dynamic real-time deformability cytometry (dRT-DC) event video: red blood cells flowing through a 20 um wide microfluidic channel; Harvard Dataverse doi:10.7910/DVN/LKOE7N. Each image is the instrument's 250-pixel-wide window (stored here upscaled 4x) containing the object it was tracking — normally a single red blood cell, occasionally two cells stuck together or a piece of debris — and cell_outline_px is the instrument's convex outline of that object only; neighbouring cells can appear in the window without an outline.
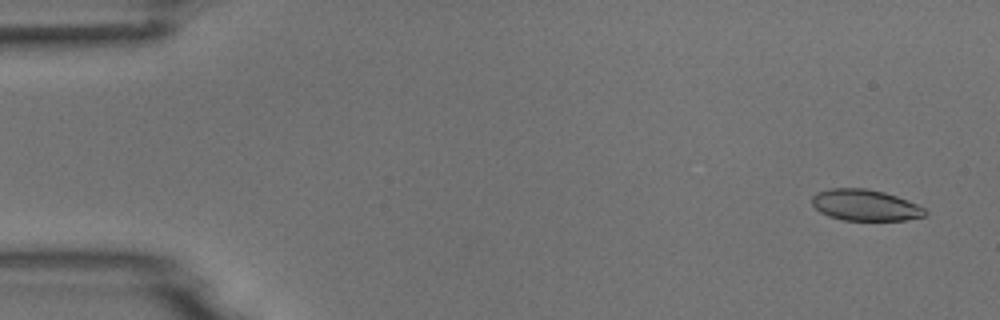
{"species": "common noctule bat (a hibernating species)", "species_latin": "Nyctalus noctula", "temperature_condition": "room temperature", "stored_images_in_passage": 5, "camera_frame_rate_fps": 3000, "um_per_image_px": 0.085, "animal": {"sex": "male", "body_mass_g": 18.8}, "frame": {"image": 1, "passage_image": 1, "time_ms": 0.0, "image_size_px": [1000, 320], "cell_outline_px": [[928, 212], [924, 216], [904, 220], [840, 220], [828, 216], [820, 212], [812, 204], [812, 196], [816, 192], [832, 188], [864, 188], [884, 192], [896, 196], [916, 204], [924, 208]], "centroid_in_image_um": [73.51, 17.44], "position_along_channel_um": 11.5, "area_um2": 20.52}}